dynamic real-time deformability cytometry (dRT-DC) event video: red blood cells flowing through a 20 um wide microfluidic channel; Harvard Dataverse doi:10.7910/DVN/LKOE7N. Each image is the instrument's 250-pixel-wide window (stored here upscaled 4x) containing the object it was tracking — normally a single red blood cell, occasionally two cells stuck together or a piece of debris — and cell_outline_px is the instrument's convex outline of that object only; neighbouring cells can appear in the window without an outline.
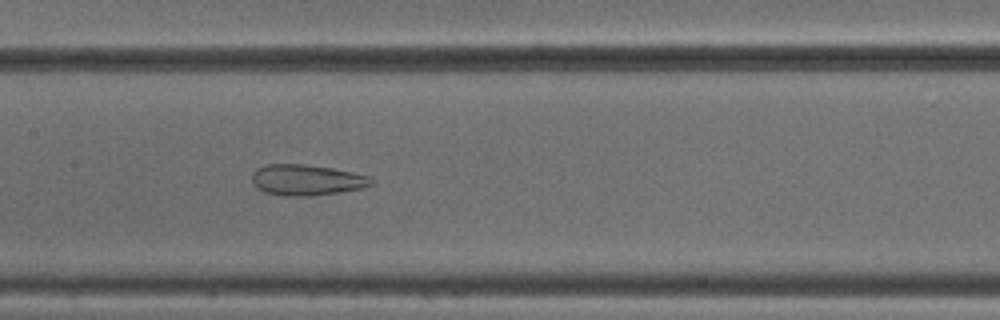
{"species": "common noctule bat (a hibernating species)", "species_latin": "Nyctalus noctula", "temperature_condition": "cold", "stored_images_in_passage": 49, "camera_frame_rate_fps": 3000, "um_per_image_px": 0.085, "animal": {"sex": "male", "body_mass_g": 18.8}, "frame": {"image": 1, "passage_image": 23, "time_ms": 7.333, "image_size_px": [1000, 320], "cell_outline_px": [[372, 184], [364, 188], [340, 192], [312, 196], [284, 196], [264, 192], [256, 188], [252, 184], [252, 176], [256, 168], [268, 164], [304, 164], [332, 168], [352, 172], [368, 176], [372, 180]], "centroid_in_image_um": [26.03, 15.3], "position_along_channel_um": 181.4, "area_um2": 21.56}}
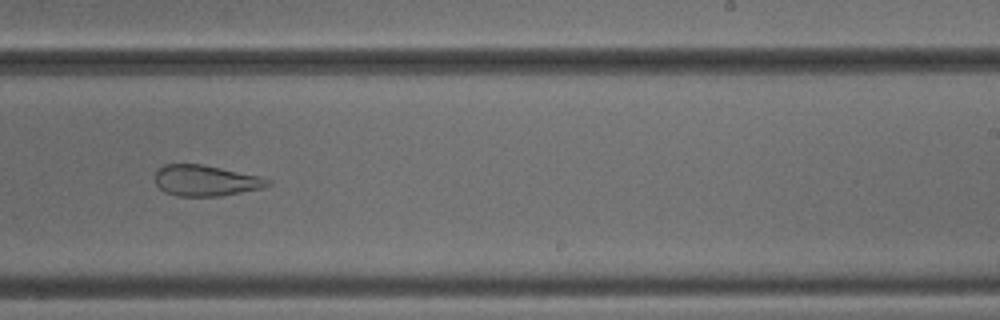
{"frame": {"image": 2, "passage_image": 30, "time_ms": 9.667, "image_size_px": [1000, 320], "cell_outline_px": [[272, 184], [264, 188], [220, 196], [176, 196], [164, 192], [156, 184], [156, 168], [164, 164], [200, 164], [260, 176], [272, 180]], "centroid_in_image_um": [17.49, 15.35], "position_along_channel_um": 271.5, "area_um2": 20.4}}
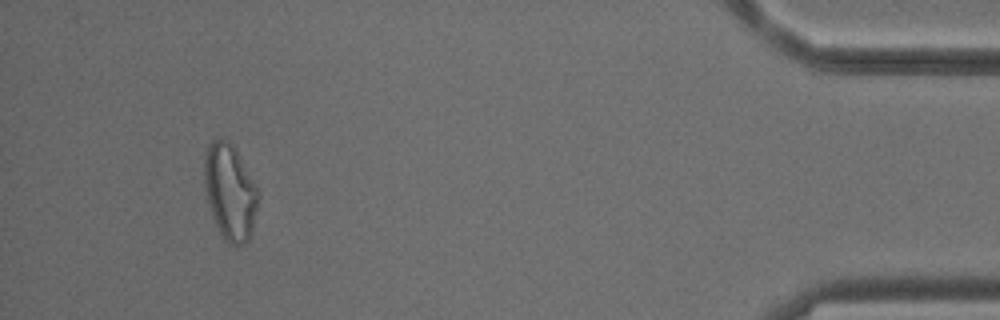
{"frame": {"image": 3, "passage_image": 46, "time_ms": 15.0, "image_size_px": [1000, 320], "cell_outline_px": [[260, 196], [252, 232], [248, 240], [244, 244], [236, 248], [228, 244], [224, 240], [216, 224], [204, 188], [204, 160], [208, 148], [212, 140], [220, 136], [228, 140], [232, 144], [256, 184]], "centroid_in_image_um": [19.57, 16.34], "position_along_channel_um": 415.6, "area_um2": 30.29}, "authors_computed_cell_mechanics": {"area_um2": 27.5706, "velocity_mm_per_s": 3.8907, "shape_relaxation_time_tau1_ms": null, "shape_relaxation_time_tau2_ms": 2.8812, "deformation_change_tau1": null, "deformation_change_tau2": 0.1289}}